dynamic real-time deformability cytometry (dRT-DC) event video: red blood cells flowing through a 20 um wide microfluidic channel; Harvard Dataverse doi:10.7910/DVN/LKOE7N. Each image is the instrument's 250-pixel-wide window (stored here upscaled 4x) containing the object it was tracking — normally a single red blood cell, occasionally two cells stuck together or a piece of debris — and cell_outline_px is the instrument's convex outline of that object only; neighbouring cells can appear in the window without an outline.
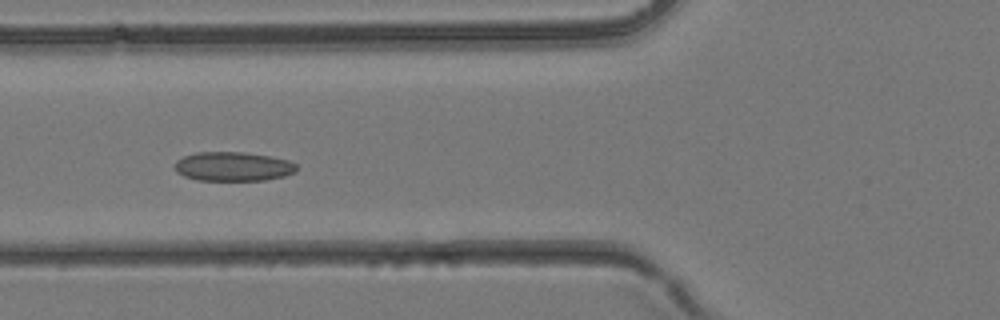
{"species": "common noctule bat (a hibernating species)", "species_latin": "Nyctalus noctula", "temperature_condition": "room temperature", "stored_images_in_passage": 20, "camera_frame_rate_fps": 3000, "um_per_image_px": 0.085, "animal": {"sex": "female", "body_mass_g": 24.6, "forearm_length_mm": 56.2}, "frame": {"image": 1, "passage_image": 13, "time_ms": 4.0, "image_size_px": [1000, 320], "cell_outline_px": [[296, 172], [284, 176], [264, 180], [196, 180], [184, 176], [176, 172], [176, 160], [184, 156], [196, 152], [244, 152], [268, 156], [288, 160], [296, 164]], "centroid_in_image_um": [19.8, 14.15], "position_along_channel_um": 106.0, "area_um2": 20.63}}
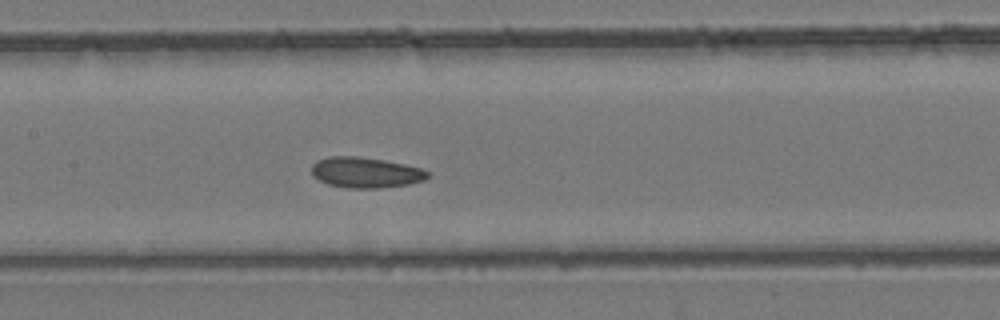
{"frame": {"image": 2, "passage_image": 17, "time_ms": 5.333, "image_size_px": [1000, 320], "cell_outline_px": [[428, 176], [424, 180], [408, 184], [380, 188], [348, 188], [328, 184], [312, 176], [312, 164], [316, 160], [328, 156], [356, 156], [384, 160], [424, 168], [428, 172]], "centroid_in_image_um": [31.06, 14.65], "position_along_channel_um": 176.3, "area_um2": 20.75}}
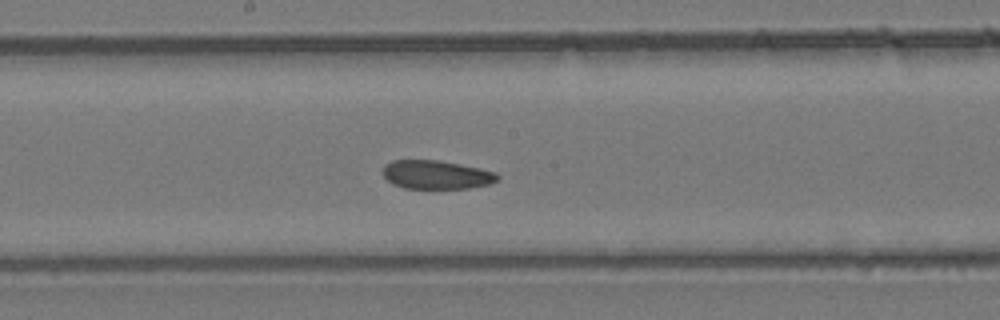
{"frame": {"image": 3, "passage_image": 19, "time_ms": 6.0, "image_size_px": [1000, 320], "cell_outline_px": [[500, 176], [496, 180], [488, 184], [468, 188], [404, 188], [392, 184], [384, 176], [384, 164], [392, 160], [436, 160], [480, 168], [496, 172]], "centroid_in_image_um": [37.07, 14.85], "position_along_channel_um": 211.1, "area_um2": 18.96}}